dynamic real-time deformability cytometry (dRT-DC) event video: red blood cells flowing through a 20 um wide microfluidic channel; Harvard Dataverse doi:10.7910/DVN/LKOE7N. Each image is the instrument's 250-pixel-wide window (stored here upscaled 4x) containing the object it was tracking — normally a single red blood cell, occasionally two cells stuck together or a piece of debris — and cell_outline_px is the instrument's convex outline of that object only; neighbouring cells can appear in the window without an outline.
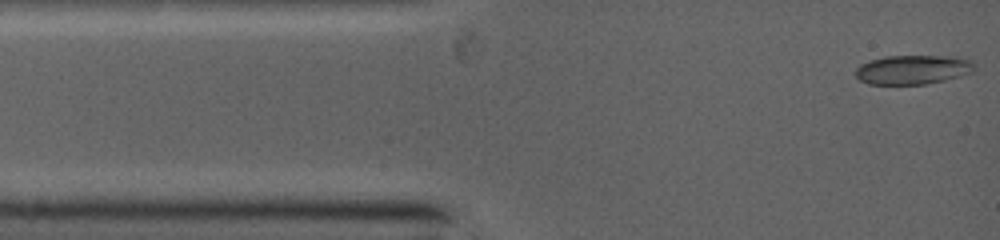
{"species": "common noctule bat (a hibernating species)", "species_latin": "Nyctalus noctula", "temperature_condition": "warm", "stored_images_in_passage": 4, "camera_frame_rate_fps": 5000, "um_per_image_px": 0.085, "animal": {"sex": "female", "body_mass_g": 19.0, "forearm_length_mm": 53.3}, "frame": {"image": 1, "passage_image": 1, "time_ms": 0.0, "image_size_px": [1000, 240], "cell_outline_px": [[976, 68], [972, 72], [960, 76], [944, 80], [924, 84], [868, 84], [860, 80], [856, 76], [856, 68], [860, 64], [872, 60], [888, 56], [948, 56], [968, 60], [976, 64]], "centroid_in_image_um": [77.59, 5.92], "position_along_channel_um": 7.4, "area_um2": 20.06}}
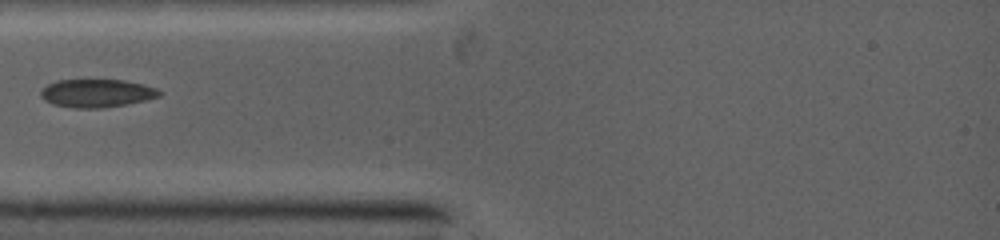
{"frame": {"image": 2, "passage_image": 4, "time_ms": 2.8, "image_size_px": [1000, 240], "cell_outline_px": [[160, 96], [144, 100], [124, 104], [96, 108], [80, 108], [56, 104], [44, 100], [40, 96], [40, 92], [48, 84], [56, 80], [124, 80], [156, 88], [160, 92]], "centroid_in_image_um": [8.19, 7.91], "position_along_channel_um": 76.8, "area_um2": 18.9}}